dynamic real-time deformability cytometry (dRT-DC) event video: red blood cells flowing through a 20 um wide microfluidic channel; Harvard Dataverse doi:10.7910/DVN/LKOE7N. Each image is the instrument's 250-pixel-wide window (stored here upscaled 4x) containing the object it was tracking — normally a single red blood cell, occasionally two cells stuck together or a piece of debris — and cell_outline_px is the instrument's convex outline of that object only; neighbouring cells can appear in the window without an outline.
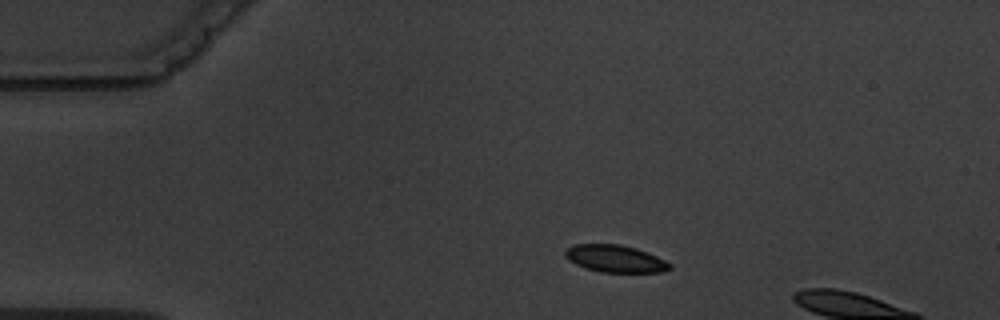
{"species": "common noctule bat (a hibernating species)", "species_latin": "Nyctalus noctula", "temperature_condition": "warm", "stored_images_in_passage": 3, "camera_frame_rate_fps": 3000, "um_per_image_px": 0.085, "animal": {"sex": "male", "body_mass_g": 19.5, "forearm_length_mm": 54.6}, "frame": {"image": 1, "passage_image": 1, "time_ms": 0.0, "image_size_px": [1000, 320], "cell_outline_px": [[672, 268], [664, 272], [600, 272], [584, 268], [568, 260], [564, 256], [564, 252], [568, 248], [576, 244], [620, 244], [636, 248], [656, 256], [672, 264]], "centroid_in_image_um": [52.29, 21.99], "position_along_channel_um": 32.7, "area_um2": 16.65}}